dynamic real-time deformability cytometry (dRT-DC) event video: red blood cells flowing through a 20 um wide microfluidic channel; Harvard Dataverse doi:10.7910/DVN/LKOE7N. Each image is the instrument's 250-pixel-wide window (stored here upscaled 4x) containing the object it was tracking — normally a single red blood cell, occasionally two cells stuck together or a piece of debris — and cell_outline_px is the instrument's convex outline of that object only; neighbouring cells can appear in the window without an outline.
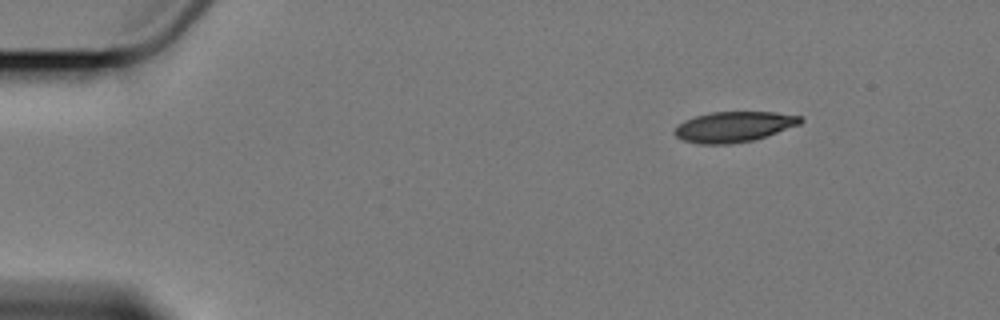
{"species": "Egyptian fruit bat (a non-hibernating species)", "species_latin": "Rousettus aegyptiacus", "temperature_condition": "cold", "stored_images_in_passage": 5, "camera_frame_rate_fps": 3000, "um_per_image_px": 0.085, "animal": {"sex": "female"}, "frame": {"image": 1, "passage_image": 1, "time_ms": 0.0, "image_size_px": [1000, 320], "cell_outline_px": [[804, 120], [800, 124], [752, 140], [728, 144], [700, 144], [684, 140], [676, 136], [672, 132], [684, 120], [696, 116], [712, 112], [772, 112], [800, 116]], "centroid_in_image_um": [62.35, 10.77], "position_along_channel_um": 22.6, "area_um2": 21.96}}
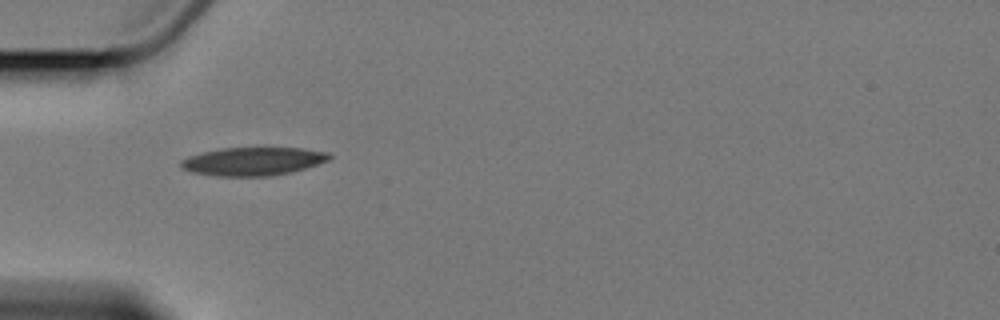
{"frame": {"image": 2, "passage_image": 4, "time_ms": 3.667, "image_size_px": [1000, 320], "cell_outline_px": [[332, 156], [328, 160], [292, 172], [272, 176], [216, 176], [192, 172], [180, 168], [180, 160], [188, 156], [220, 148], [304, 148], [328, 152]], "centroid_in_image_um": [21.48, 13.71], "position_along_channel_um": 63.5, "area_um2": 24.45}}
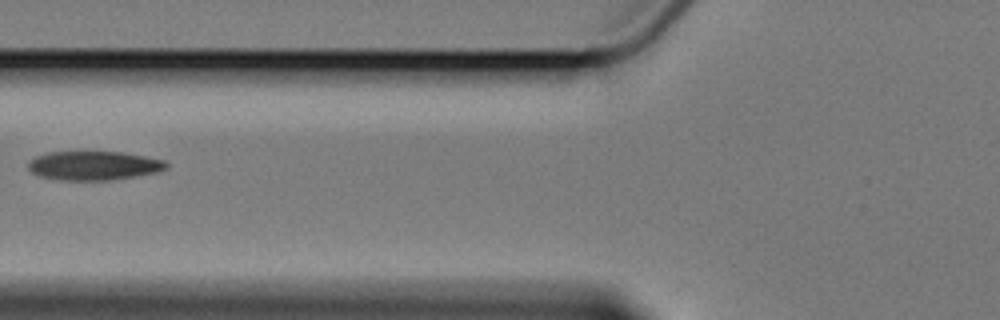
{"frame": {"image": 3, "passage_image": 5, "time_ms": 5.333, "image_size_px": [1000, 320], "cell_outline_px": [[168, 168], [156, 172], [108, 180], [60, 180], [40, 176], [32, 172], [28, 168], [28, 160], [36, 156], [48, 152], [124, 152], [164, 160], [168, 164]], "centroid_in_image_um": [7.94, 14.07], "position_along_channel_um": 117.9, "area_um2": 23.18}}